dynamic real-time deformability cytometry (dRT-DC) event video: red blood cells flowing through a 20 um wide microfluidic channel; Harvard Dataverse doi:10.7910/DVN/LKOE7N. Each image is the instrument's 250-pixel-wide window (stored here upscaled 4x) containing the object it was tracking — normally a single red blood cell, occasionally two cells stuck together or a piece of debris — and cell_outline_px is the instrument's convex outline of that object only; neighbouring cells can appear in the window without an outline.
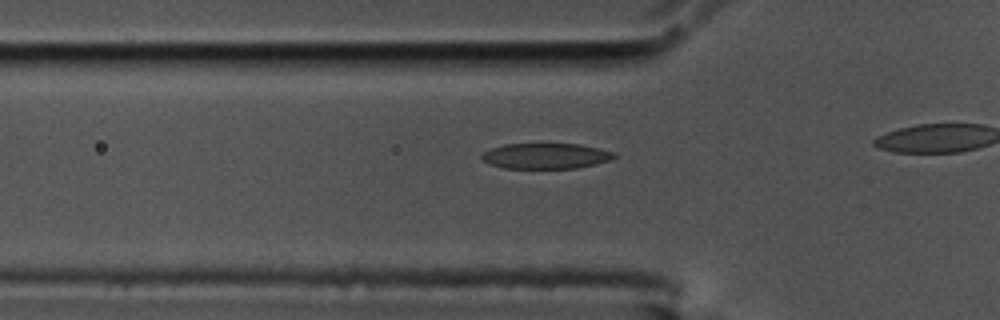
{"species": "common noctule bat (a hibernating species)", "species_latin": "Nyctalus noctula", "temperature_condition": "cold", "stored_images_in_passage": 19, "camera_frame_rate_fps": 3000, "um_per_image_px": 0.085, "animal": {"sex": "male", "body_mass_g": 17.5, "forearm_length_mm": 52.3}, "frame": {"image": 1, "passage_image": 14, "time_ms": 4.333, "image_size_px": [1000, 320], "cell_outline_px": [[616, 156], [612, 160], [596, 164], [576, 168], [504, 168], [492, 164], [484, 160], [480, 156], [484, 152], [492, 148], [504, 144], [540, 140], [580, 144], [600, 148], [616, 152]], "centroid_in_image_um": [46.44, 13.19], "position_along_channel_um": 79.4, "area_um2": 20.81}}